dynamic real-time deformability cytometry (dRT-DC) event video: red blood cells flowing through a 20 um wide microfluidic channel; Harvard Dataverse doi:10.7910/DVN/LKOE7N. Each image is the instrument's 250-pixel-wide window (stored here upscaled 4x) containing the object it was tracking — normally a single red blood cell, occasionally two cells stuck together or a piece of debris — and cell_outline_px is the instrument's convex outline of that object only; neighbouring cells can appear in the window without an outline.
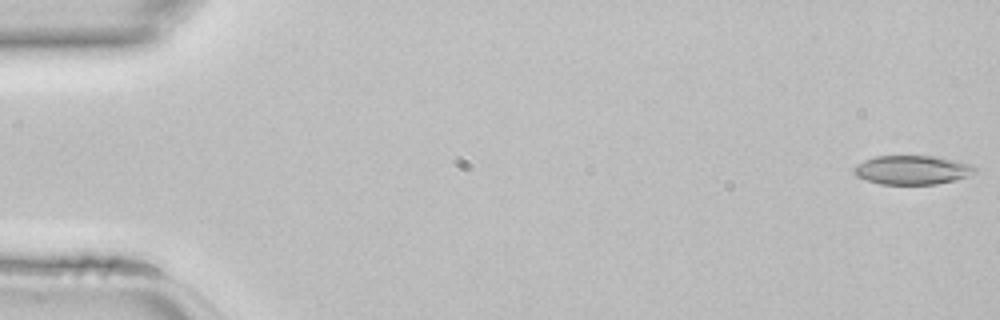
{"species": "common noctule bat (a hibernating species)", "species_latin": "Nyctalus noctula", "temperature_condition": "room temperature", "stored_images_in_passage": 45, "camera_frame_rate_fps": 3000, "um_per_image_px": 0.085, "animal": {"sex": "female", "body_mass_g": 22.7, "forearm_length_mm": 54.2}, "frame": {"image": 1, "passage_image": 1, "time_ms": 0.0, "image_size_px": [1000, 320], "cell_outline_px": [[976, 172], [952, 180], [936, 184], [880, 184], [856, 176], [852, 172], [852, 168], [856, 164], [864, 160], [876, 156], [940, 156], [972, 164], [976, 168]], "centroid_in_image_um": [77.5, 14.43], "position_along_channel_um": 7.5, "area_um2": 20.46}}
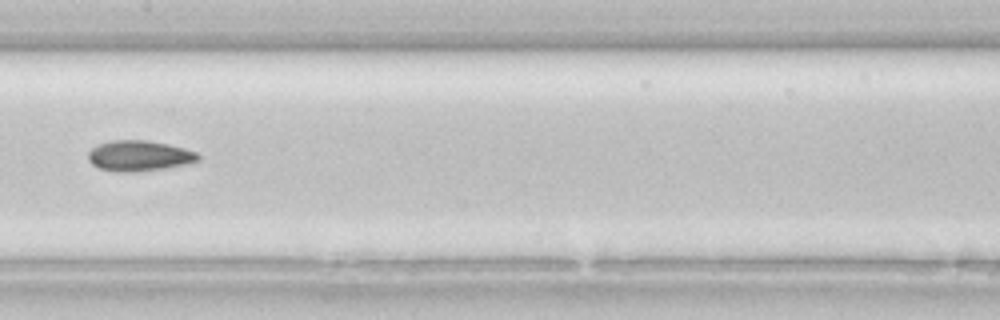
{"frame": {"image": 2, "passage_image": 23, "time_ms": 7.333, "image_size_px": [1000, 320], "cell_outline_px": [[200, 160], [184, 164], [164, 168], [136, 172], [120, 172], [100, 168], [92, 164], [88, 160], [88, 152], [92, 148], [100, 144], [112, 140], [148, 140], [168, 144], [184, 148], [196, 152], [200, 156]], "centroid_in_image_um": [11.83, 13.24], "position_along_channel_um": 195.6, "area_um2": 19.48}}
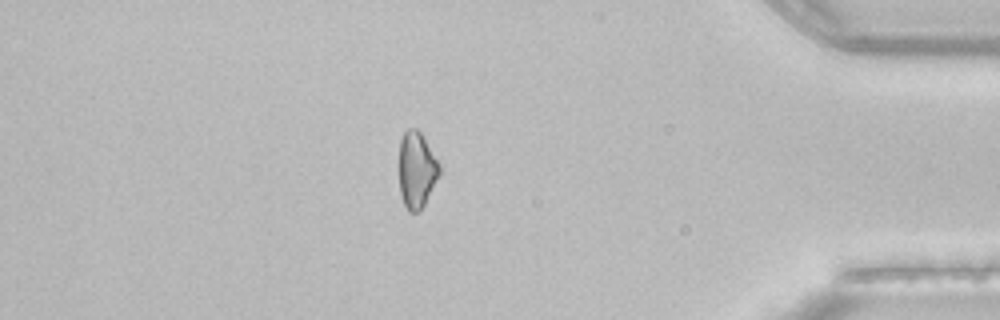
{"frame": {"image": 3, "passage_image": 39, "time_ms": 12.667, "image_size_px": [1000, 320], "cell_outline_px": [[440, 176], [424, 204], [416, 212], [408, 212], [404, 204], [400, 192], [400, 140], [404, 132], [408, 128], [416, 128], [420, 132], [440, 164]], "centroid_in_image_um": [35.42, 14.44], "position_along_channel_um": 399.8, "area_um2": 17.74}}